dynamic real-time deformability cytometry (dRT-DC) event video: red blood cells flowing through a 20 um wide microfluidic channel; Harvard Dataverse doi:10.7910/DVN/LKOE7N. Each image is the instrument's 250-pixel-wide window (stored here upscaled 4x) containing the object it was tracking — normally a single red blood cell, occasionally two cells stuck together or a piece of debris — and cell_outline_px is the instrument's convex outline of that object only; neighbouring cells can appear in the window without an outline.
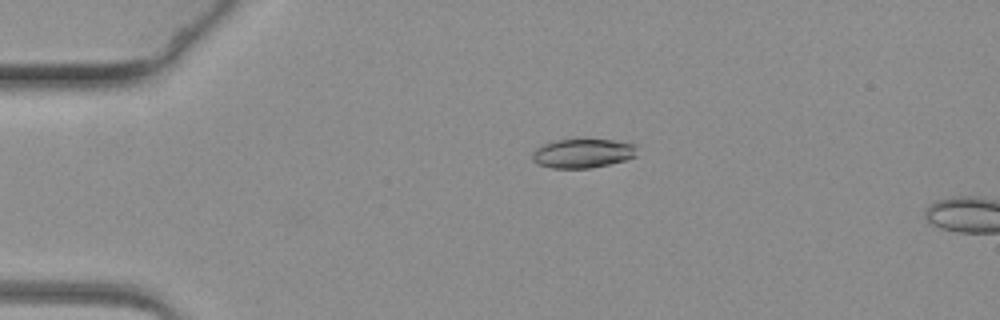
{"species": "common noctule bat (a hibernating species)", "species_latin": "Nyctalus noctula", "temperature_condition": "warm", "stored_images_in_passage": 8, "camera_frame_rate_fps": 3000, "um_per_image_px": 0.085, "animal": {"sex": "female", "body_mass_g": 19.3, "forearm_length_mm": 54.1}, "frame": {"image": 1, "passage_image": 5, "time_ms": 1.333, "image_size_px": [1000, 320], "cell_outline_px": [[636, 156], [624, 160], [592, 168], [552, 168], [540, 164], [532, 160], [532, 152], [536, 148], [544, 144], [556, 140], [612, 140], [636, 144]], "centroid_in_image_um": [49.53, 13.04], "position_along_channel_um": 35.5, "area_um2": 17.57}}